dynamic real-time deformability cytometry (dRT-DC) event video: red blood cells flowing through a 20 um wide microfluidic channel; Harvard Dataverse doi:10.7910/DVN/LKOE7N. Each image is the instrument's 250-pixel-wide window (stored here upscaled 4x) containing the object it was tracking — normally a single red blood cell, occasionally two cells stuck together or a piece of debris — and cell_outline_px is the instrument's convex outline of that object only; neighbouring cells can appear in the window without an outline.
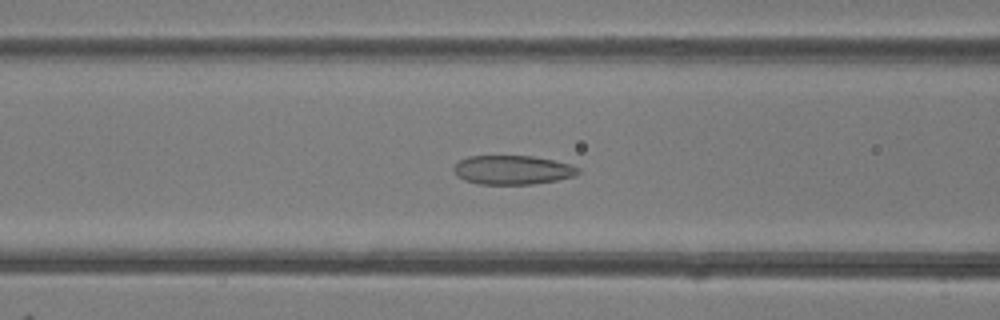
{"species": "common noctule bat (a hibernating species)", "species_latin": "Nyctalus noctula", "temperature_condition": "room temperature", "stored_images_in_passage": 49, "camera_frame_rate_fps": 3000, "um_per_image_px": 0.085, "animal": {"sex": "female"}, "frame": {"image": 1, "passage_image": 20, "time_ms": 6.333, "image_size_px": [1000, 320], "cell_outline_px": [[580, 172], [576, 176], [556, 180], [532, 184], [480, 184], [464, 180], [456, 176], [452, 168], [460, 160], [468, 156], [532, 156], [572, 164], [580, 168]], "centroid_in_image_um": [43.57, 14.44], "position_along_channel_um": 123.0, "area_um2": 21.15}}
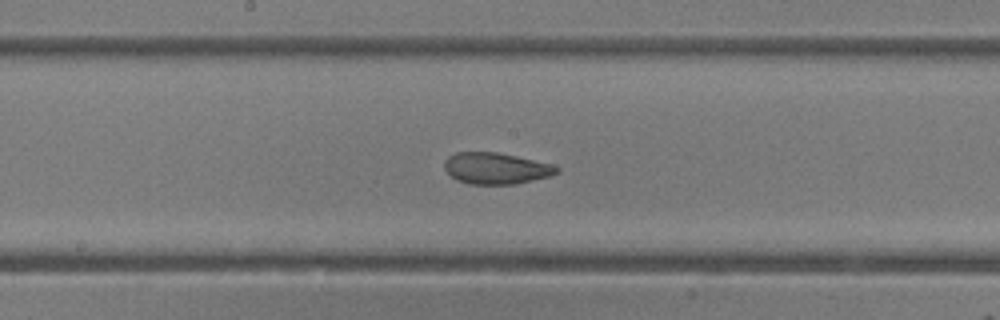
{"frame": {"image": 2, "passage_image": 26, "time_ms": 8.333, "image_size_px": [1000, 320], "cell_outline_px": [[560, 172], [552, 176], [516, 184], [468, 184], [456, 180], [444, 168], [444, 160], [448, 156], [456, 152], [496, 152], [516, 156], [548, 164], [560, 168]], "centroid_in_image_um": [42.14, 14.32], "position_along_channel_um": 206.1, "area_um2": 20.52}}
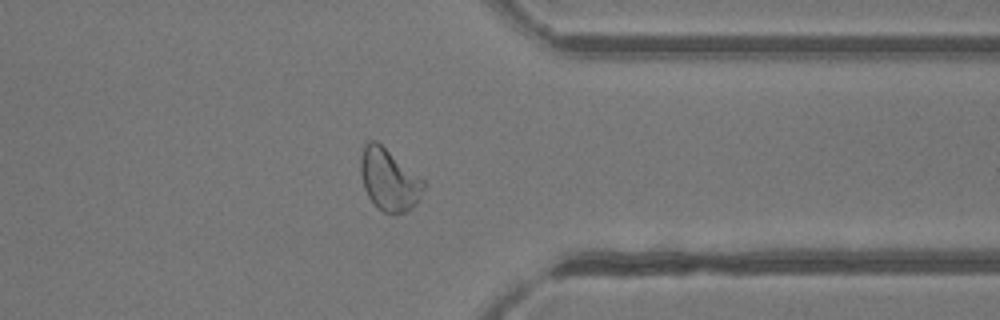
{"frame": {"image": 3, "passage_image": 39, "time_ms": 12.667, "image_size_px": [1000, 320], "cell_outline_px": [[424, 188], [416, 204], [404, 212], [384, 212], [368, 196], [364, 188], [360, 176], [360, 156], [364, 144], [368, 140], [376, 140], [424, 180]], "centroid_in_image_um": [33.03, 15.23], "position_along_channel_um": 378.4, "area_um2": 22.37}, "authors_computed_cell_mechanics": {"area_um2": 23.2934, "velocity_mm_per_s": 4.1365, "shape_relaxation_time_tau1_ms": 4.8052, "shape_relaxation_time_tau2_ms": 1.105, "deformation_change_tau1": 0.1422, "deformation_change_tau2": 0.0656}}